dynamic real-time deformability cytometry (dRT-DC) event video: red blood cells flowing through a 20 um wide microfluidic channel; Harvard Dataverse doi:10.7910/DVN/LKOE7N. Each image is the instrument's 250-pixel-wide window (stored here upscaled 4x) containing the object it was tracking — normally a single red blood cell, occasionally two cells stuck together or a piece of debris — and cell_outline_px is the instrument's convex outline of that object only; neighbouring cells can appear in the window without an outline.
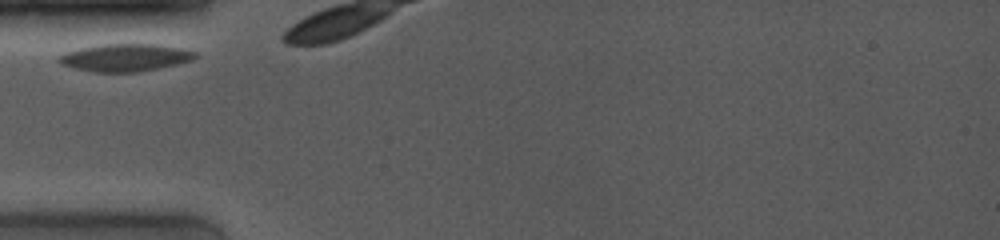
{"species": "common noctule bat (a hibernating species)", "species_latin": "Nyctalus noctula", "temperature_condition": "room temperature", "stored_images_in_passage": 3, "camera_frame_rate_fps": 4000, "um_per_image_px": 0.085, "animal": {"sex": "female", "body_mass_g": 19.0, "forearm_length_mm": 53.3}, "frame": {"image": 1, "passage_image": 1, "time_ms": 0.0, "image_size_px": [1000, 240], "cell_outline_px": [[200, 56], [192, 60], [160, 68], [140, 72], [96, 72], [76, 68], [60, 64], [56, 60], [56, 56], [64, 52], [80, 48], [100, 44], [156, 44], [180, 48], [196, 52]], "centroid_in_image_um": [10.62, 4.89], "position_along_channel_um": 74.4, "area_um2": 22.02}}